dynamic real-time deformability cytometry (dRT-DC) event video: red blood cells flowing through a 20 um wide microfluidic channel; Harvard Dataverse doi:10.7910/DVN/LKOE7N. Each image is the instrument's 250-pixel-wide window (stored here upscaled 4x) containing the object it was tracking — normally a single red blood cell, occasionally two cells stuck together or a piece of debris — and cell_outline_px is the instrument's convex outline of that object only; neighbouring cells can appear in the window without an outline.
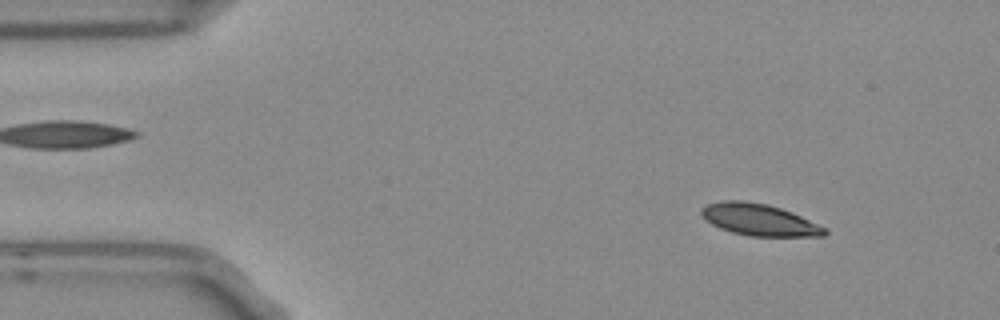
{"species": "Egyptian fruit bat (a non-hibernating species)", "species_latin": "Rousettus aegyptiacus", "temperature_condition": "room temperature", "stored_images_in_passage": 7, "camera_frame_rate_fps": 3000, "um_per_image_px": 0.085, "frame": {"image": 1, "passage_image": 2, "time_ms": 0.333, "image_size_px": [1000, 320], "cell_outline_px": [[828, 232], [824, 236], [748, 236], [732, 232], [720, 228], [712, 224], [700, 212], [700, 208], [708, 204], [720, 200], [744, 200], [768, 204], [792, 212], [828, 228]], "centroid_in_image_um": [64.56, 18.67], "position_along_channel_um": 20.4, "area_um2": 22.89}}
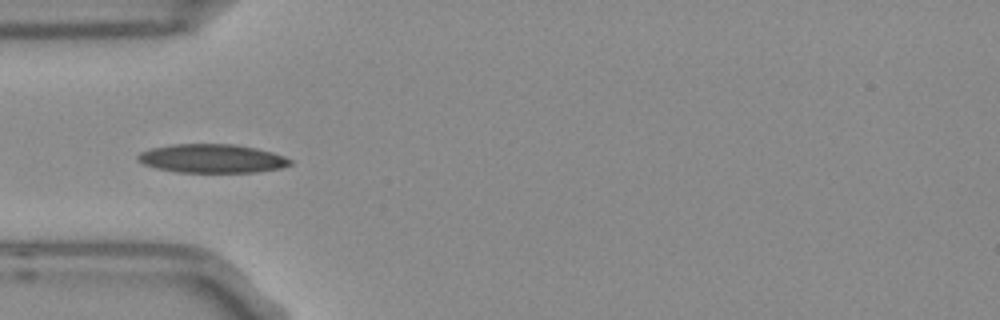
{"frame": {"image": 2, "passage_image": 5, "time_ms": 1.333, "image_size_px": [1000, 320], "cell_outline_px": [[292, 164], [280, 168], [256, 172], [176, 172], [156, 168], [144, 164], [136, 160], [136, 156], [140, 152], [152, 148], [172, 144], [232, 144], [256, 148], [272, 152], [284, 156], [292, 160]], "centroid_in_image_um": [18.0, 13.47], "position_along_channel_um": 67.0, "area_um2": 25.49}}
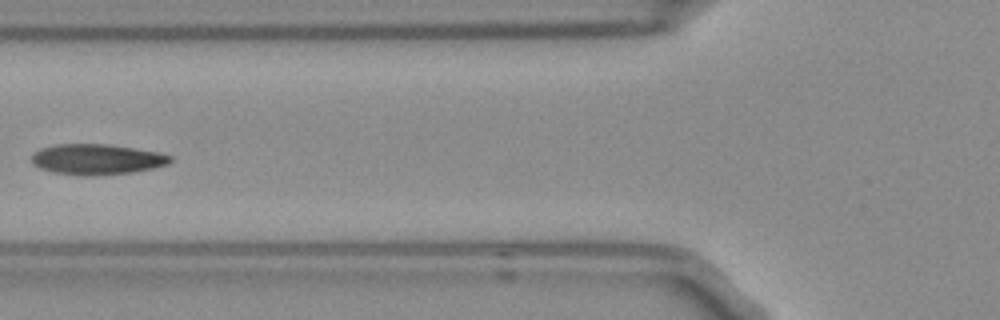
{"frame": {"image": 3, "passage_image": 6, "time_ms": 1.667, "image_size_px": [1000, 320], "cell_outline_px": [[172, 160], [168, 164], [152, 168], [132, 172], [92, 176], [84, 176], [52, 172], [40, 168], [32, 164], [32, 152], [40, 148], [56, 144], [104, 144], [160, 152], [172, 156]], "centroid_in_image_um": [8.2, 13.54], "position_along_channel_um": 117.6, "area_um2": 24.74}}